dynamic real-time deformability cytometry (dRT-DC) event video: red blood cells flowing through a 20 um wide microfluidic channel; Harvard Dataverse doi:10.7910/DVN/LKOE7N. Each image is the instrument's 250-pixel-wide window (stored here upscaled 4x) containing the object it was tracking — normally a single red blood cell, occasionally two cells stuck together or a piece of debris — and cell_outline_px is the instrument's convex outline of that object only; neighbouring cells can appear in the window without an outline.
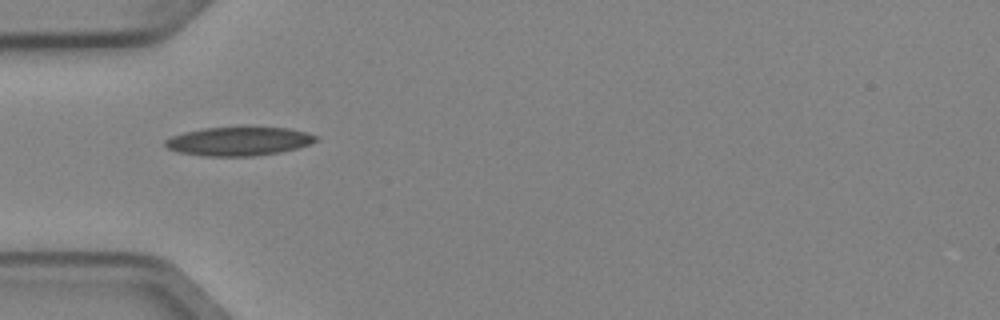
{"species": "Egyptian fruit bat (a non-hibernating species)", "species_latin": "Rousettus aegyptiacus", "temperature_condition": "cold", "stored_images_in_passage": 3, "camera_frame_rate_fps": 3000, "um_per_image_px": 0.085, "animal": {"sex": "female"}, "frame": {"image": 1, "passage_image": 1, "time_ms": 0.0, "image_size_px": [1000, 320], "cell_outline_px": [[320, 140], [296, 148], [280, 152], [256, 156], [204, 156], [176, 152], [168, 148], [164, 144], [164, 140], [172, 136], [184, 132], [204, 128], [244, 124], [288, 128], [308, 132], [320, 136]], "centroid_in_image_um": [20.33, 11.96], "position_along_channel_um": 64.7, "area_um2": 26.41}}
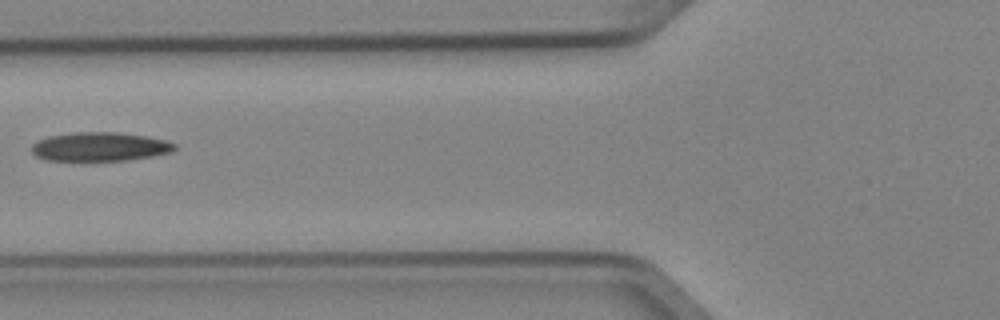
{"frame": {"image": 2, "passage_image": 2, "time_ms": 0.333, "image_size_px": [1000, 320], "cell_outline_px": [[176, 148], [172, 152], [152, 156], [128, 160], [48, 160], [36, 156], [32, 152], [32, 144], [36, 140], [48, 136], [72, 132], [116, 132], [144, 136], [164, 140], [176, 144]], "centroid_in_image_um": [8.46, 12.46], "position_along_channel_um": 117.3, "area_um2": 23.99}}
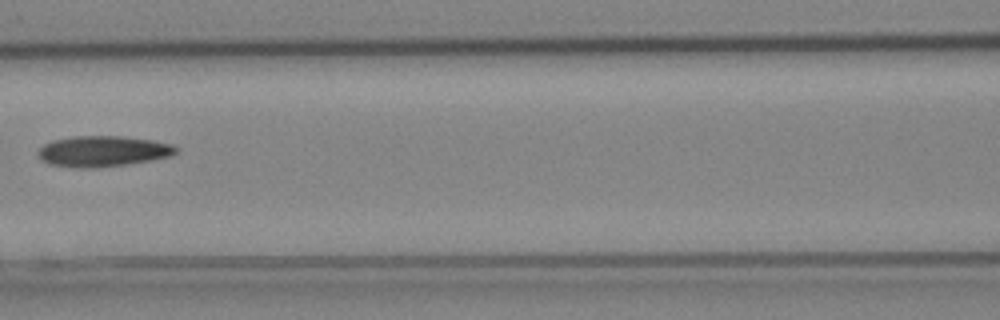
{"frame": {"image": 3, "passage_image": 3, "time_ms": 0.667, "image_size_px": [1000, 320], "cell_outline_px": [[180, 148], [172, 156], [152, 160], [128, 164], [96, 168], [72, 168], [48, 164], [40, 160], [36, 152], [44, 144], [52, 140], [72, 136], [120, 136], [152, 140], [172, 144]], "centroid_in_image_um": [8.72, 12.86], "position_along_channel_um": 157.9, "area_um2": 25.14}}